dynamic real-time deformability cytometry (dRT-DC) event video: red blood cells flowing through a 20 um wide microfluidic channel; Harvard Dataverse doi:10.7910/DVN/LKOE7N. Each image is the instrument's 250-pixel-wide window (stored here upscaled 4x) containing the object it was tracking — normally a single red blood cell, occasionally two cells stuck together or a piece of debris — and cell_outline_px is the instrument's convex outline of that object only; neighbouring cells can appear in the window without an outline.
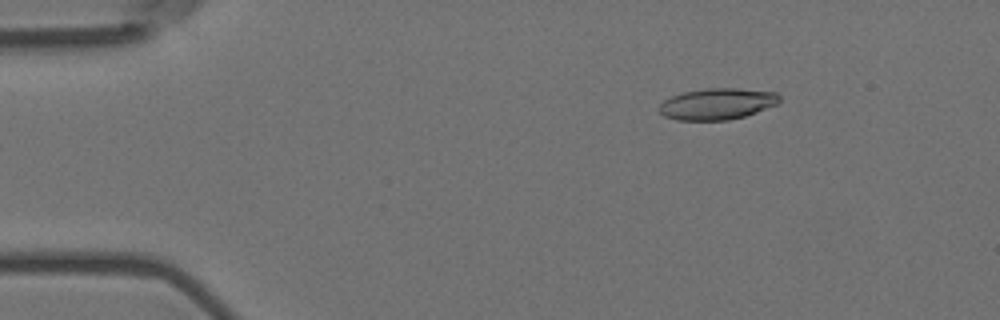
{"species": "Egyptian fruit bat (a non-hibernating species)", "species_latin": "Rousettus aegyptiacus", "temperature_condition": "room temperature", "stored_images_in_passage": 13, "camera_frame_rate_fps": 3000, "um_per_image_px": 0.085, "animal": {"sex": "female"}, "frame": {"image": 1, "passage_image": 3, "time_ms": 0.667, "image_size_px": [1000, 320], "cell_outline_px": [[780, 100], [776, 104], [756, 112], [744, 116], [728, 120], [676, 120], [664, 116], [660, 112], [660, 104], [664, 100], [672, 96], [684, 92], [708, 88], [736, 88], [776, 92], [780, 96]], "centroid_in_image_um": [60.96, 8.83], "position_along_channel_um": 24.0, "area_um2": 21.79}}
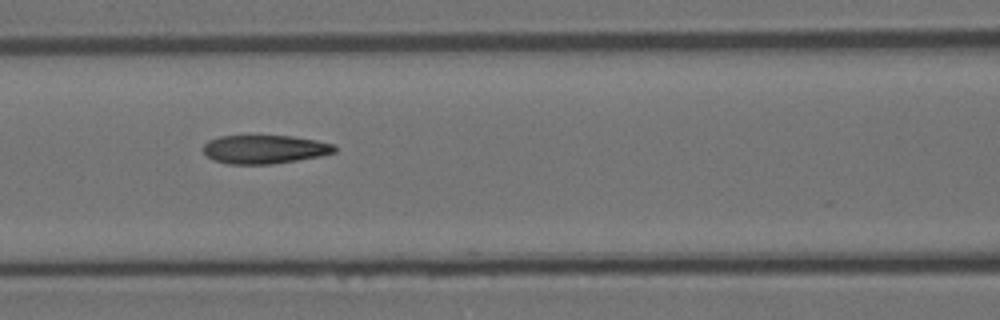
{"frame": {"image": 2, "passage_image": 7, "time_ms": 2.0, "image_size_px": [1000, 320], "cell_outline_px": [[336, 152], [320, 156], [272, 164], [228, 164], [212, 160], [204, 152], [204, 144], [208, 140], [220, 136], [292, 136], [316, 140], [332, 144], [336, 148]], "centroid_in_image_um": [22.47, 12.69], "position_along_channel_um": 144.1, "area_um2": 21.79}}
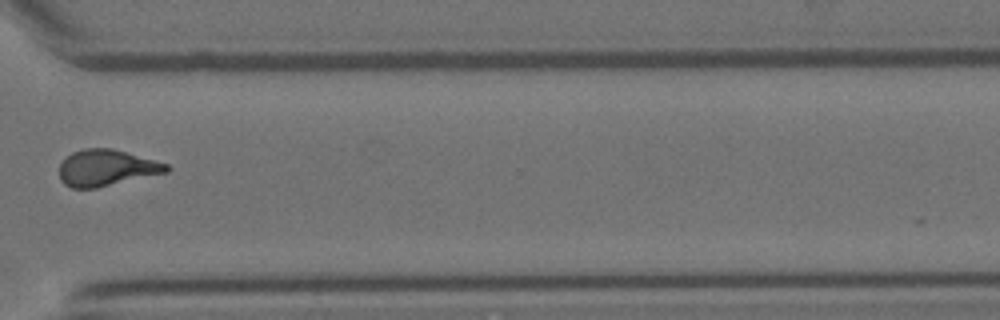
{"frame": {"image": 3, "passage_image": 12, "time_ms": 3.667, "image_size_px": [1000, 320], "cell_outline_px": [[172, 168], [168, 172], [96, 188], [72, 188], [64, 184], [60, 180], [60, 164], [72, 152], [84, 148], [112, 148], [168, 164]], "centroid_in_image_um": [9.05, 14.27], "position_along_channel_um": 361.5, "area_um2": 22.6}}